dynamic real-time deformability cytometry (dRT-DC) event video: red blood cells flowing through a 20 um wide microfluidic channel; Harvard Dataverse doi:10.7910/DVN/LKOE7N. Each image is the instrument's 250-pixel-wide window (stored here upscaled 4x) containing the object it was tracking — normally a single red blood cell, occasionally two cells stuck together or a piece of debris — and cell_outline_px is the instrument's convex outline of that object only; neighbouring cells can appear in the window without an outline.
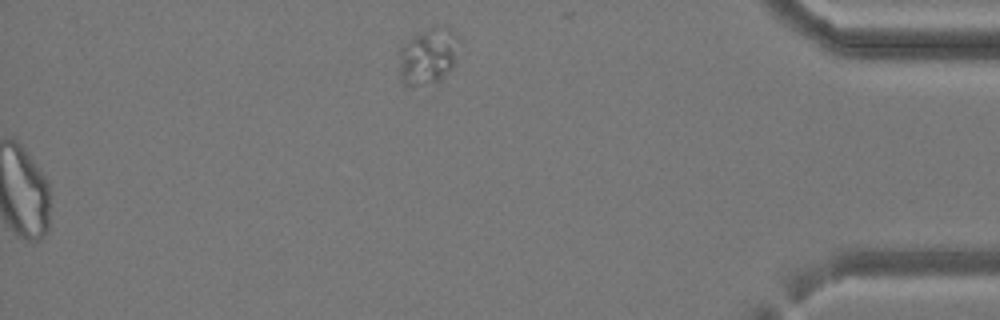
{"species": "common noctule bat (a hibernating species)", "species_latin": "Nyctalus noctula", "temperature_condition": "cold", "stored_images_in_passage": 30, "camera_frame_rate_fps": 3000, "um_per_image_px": 0.085, "animal": {"sex": "female", "body_mass_g": 24.6, "forearm_length_mm": 56.2}, "frame": {"image": 1, "passage_image": 30, "time_ms": 9.667, "image_size_px": [1000, 320], "cell_outline_px": [[460, 40], [452, 68], [436, 84], [408, 88], [400, 80], [396, 52], [404, 44], [416, 36], [432, 28], [448, 28]], "centroid_in_image_um": [36.32, 4.88], "position_along_channel_um": 398.9, "area_um2": 19.94}}